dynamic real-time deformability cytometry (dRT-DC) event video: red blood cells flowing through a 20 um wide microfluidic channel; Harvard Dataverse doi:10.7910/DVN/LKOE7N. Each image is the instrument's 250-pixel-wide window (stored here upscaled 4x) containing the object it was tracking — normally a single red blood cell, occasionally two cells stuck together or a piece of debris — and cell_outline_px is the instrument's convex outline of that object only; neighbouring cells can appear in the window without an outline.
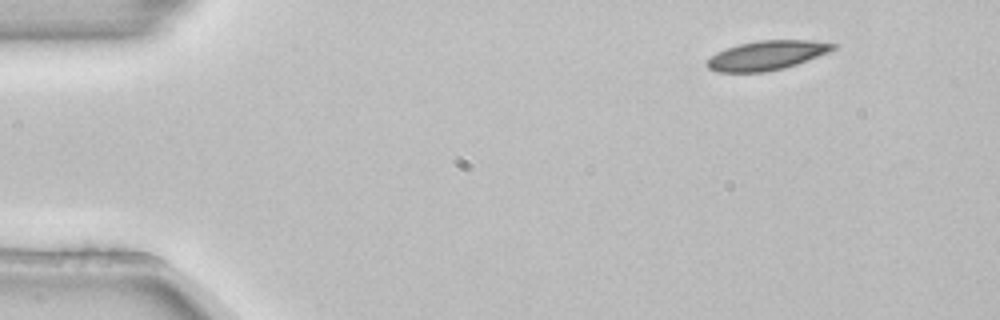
{"species": "common noctule bat (a hibernating species)", "species_latin": "Nyctalus noctula", "temperature_condition": "room temperature", "stored_images_in_passage": 6, "camera_frame_rate_fps": 3000, "um_per_image_px": 0.085, "animal": {"sex": "female", "body_mass_g": 22.7, "forearm_length_mm": 54.2}, "frame": {"image": 1, "passage_image": 1, "time_ms": 0.0, "image_size_px": [1000, 320], "cell_outline_px": [[840, 44], [836, 48], [828, 52], [796, 64], [784, 68], [764, 72], [716, 72], [708, 68], [708, 60], [716, 52], [740, 44], [760, 40], [808, 40]], "centroid_in_image_um": [65.2, 4.7], "position_along_channel_um": 19.8, "area_um2": 21.27}}
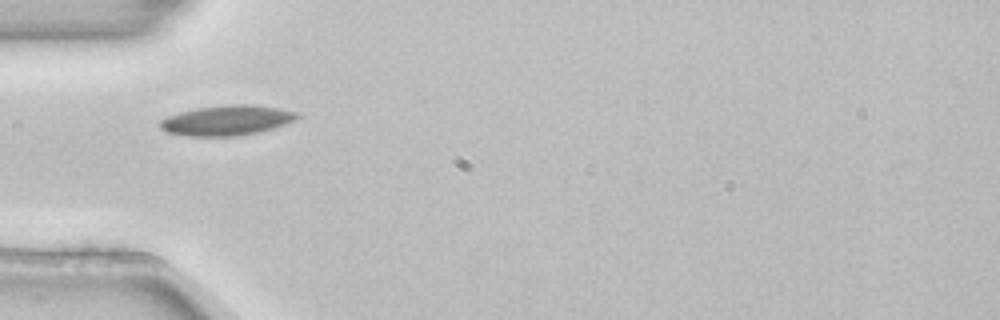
{"frame": {"image": 2, "passage_image": 3, "time_ms": 0.667, "image_size_px": [1000, 320], "cell_outline_px": [[300, 116], [296, 120], [260, 132], [236, 136], [188, 136], [168, 132], [160, 128], [160, 120], [168, 116], [180, 112], [196, 108], [228, 104], [248, 104], [280, 108], [296, 112]], "centroid_in_image_um": [19.29, 10.22], "position_along_channel_um": 65.7, "area_um2": 23.99}}